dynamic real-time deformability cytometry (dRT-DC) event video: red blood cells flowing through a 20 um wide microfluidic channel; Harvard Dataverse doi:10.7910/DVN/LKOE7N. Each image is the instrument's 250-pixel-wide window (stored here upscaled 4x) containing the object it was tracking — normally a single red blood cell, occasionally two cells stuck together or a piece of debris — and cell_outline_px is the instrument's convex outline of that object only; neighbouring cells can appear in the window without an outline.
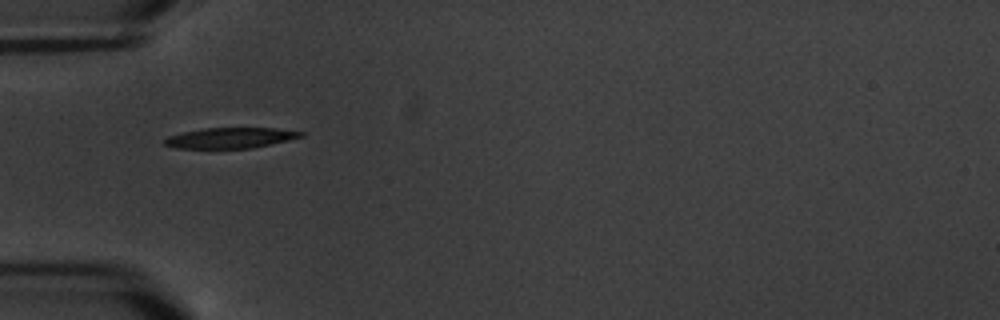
{"species": "common noctule bat (a hibernating species)", "species_latin": "Nyctalus noctula", "temperature_condition": "warm", "stored_images_in_passage": 2, "camera_frame_rate_fps": 3000, "um_per_image_px": 0.085, "animal": {"sex": "male", "body_mass_g": 20.1, "forearm_length_mm": 53.5}, "frame": {"image": 1, "passage_image": 1, "time_ms": 0.0, "image_size_px": [1000, 320], "cell_outline_px": [[304, 136], [288, 140], [252, 148], [176, 148], [164, 144], [164, 140], [168, 136], [184, 132], [204, 128], [276, 128], [304, 132]], "centroid_in_image_um": [19.6, 11.72], "position_along_channel_um": 65.4, "area_um2": 16.18}}